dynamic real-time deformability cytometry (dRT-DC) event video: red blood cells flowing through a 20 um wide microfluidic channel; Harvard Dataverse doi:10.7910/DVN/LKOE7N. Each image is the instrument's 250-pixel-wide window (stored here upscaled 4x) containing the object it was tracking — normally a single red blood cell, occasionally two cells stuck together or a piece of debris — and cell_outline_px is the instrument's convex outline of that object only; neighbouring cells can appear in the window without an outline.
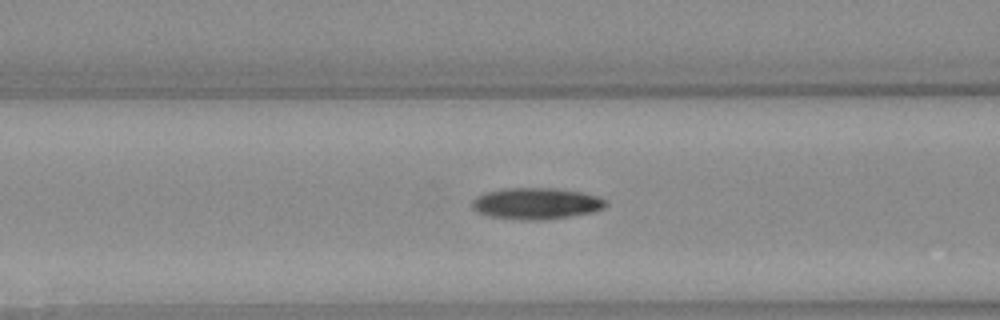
{"species": "Egyptian fruit bat (a non-hibernating species)", "species_latin": "Rousettus aegyptiacus", "temperature_condition": "warm", "stored_images_in_passage": 40, "camera_frame_rate_fps": 3000, "um_per_image_px": 0.085, "animal": {"sex": "female"}, "frame": {"image": 1, "passage_image": 20, "time_ms": 6.333, "image_size_px": [1000, 320], "cell_outline_px": [[608, 204], [604, 208], [592, 212], [544, 220], [520, 220], [488, 216], [476, 212], [472, 208], [472, 200], [476, 196], [484, 192], [504, 188], [552, 188], [580, 192], [596, 196], [608, 200]], "centroid_in_image_um": [45.54, 17.3], "position_along_channel_um": 121.1, "area_um2": 24.62}}
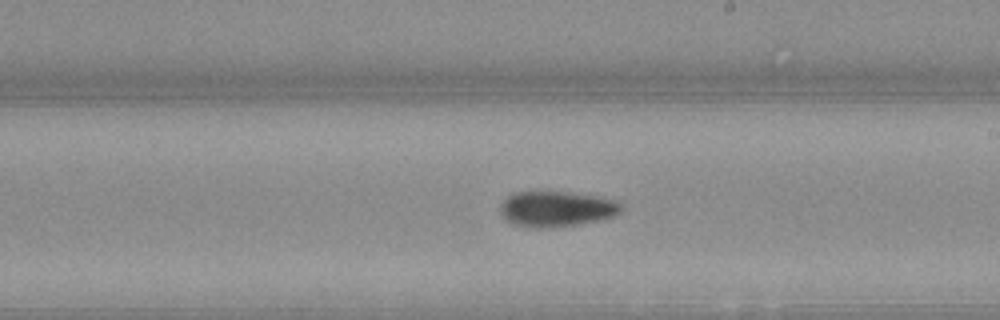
{"frame": {"image": 2, "passage_image": 29, "time_ms": 9.333, "image_size_px": [1000, 320], "cell_outline_px": [[624, 208], [620, 212], [612, 216], [580, 224], [532, 228], [512, 224], [500, 212], [500, 204], [508, 196], [516, 192], [540, 188], [600, 196], [612, 200], [620, 204]], "centroid_in_image_um": [47.25, 17.7], "position_along_channel_um": 241.7, "area_um2": 25.49}}
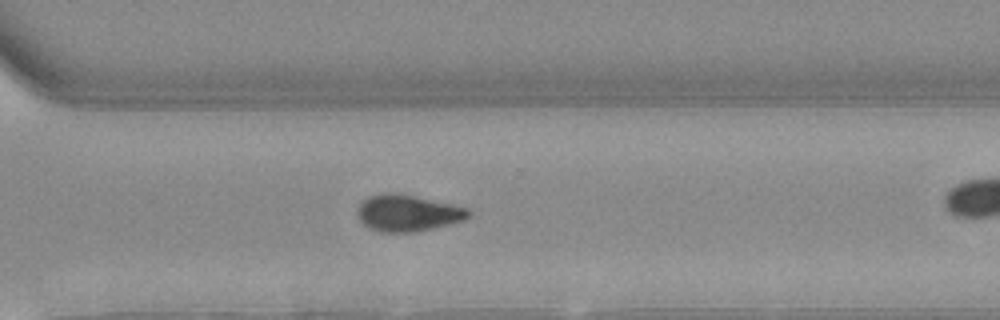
{"frame": {"image": 3, "passage_image": 36, "time_ms": 11.667, "image_size_px": [1000, 320], "cell_outline_px": [[472, 216], [464, 220], [416, 232], [380, 232], [368, 228], [360, 220], [356, 212], [360, 204], [368, 196], [384, 192], [396, 192], [452, 204], [468, 208], [472, 212]], "centroid_in_image_um": [34.65, 18.1], "position_along_channel_um": 335.9, "area_um2": 23.81}}